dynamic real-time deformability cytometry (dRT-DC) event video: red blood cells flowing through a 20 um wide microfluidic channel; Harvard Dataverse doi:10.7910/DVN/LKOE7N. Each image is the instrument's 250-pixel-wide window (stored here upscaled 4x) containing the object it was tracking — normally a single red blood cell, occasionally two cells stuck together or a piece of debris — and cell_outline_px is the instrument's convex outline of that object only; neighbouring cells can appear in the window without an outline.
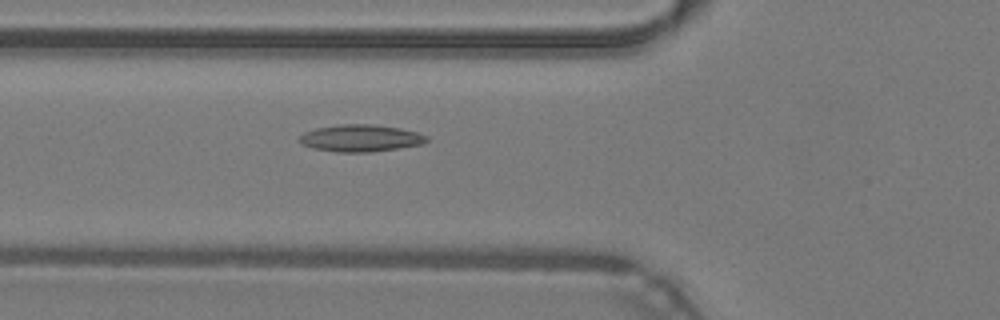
{"species": "common noctule bat (a hibernating species)", "species_latin": "Nyctalus noctula", "temperature_condition": "warm", "stored_images_in_passage": 48, "camera_frame_rate_fps": 3000, "um_per_image_px": 0.085, "animal": {"sex": "male", "body_mass_g": 19.2, "forearm_length_mm": 51.8}, "frame": {"image": 1, "passage_image": 18, "time_ms": 5.667, "image_size_px": [1000, 320], "cell_outline_px": [[428, 140], [424, 144], [372, 152], [336, 152], [312, 148], [300, 144], [300, 136], [304, 132], [316, 128], [340, 124], [372, 124], [400, 128], [416, 132], [428, 136]], "centroid_in_image_um": [30.65, 11.74], "position_along_channel_um": 95.1, "area_um2": 20.11}}
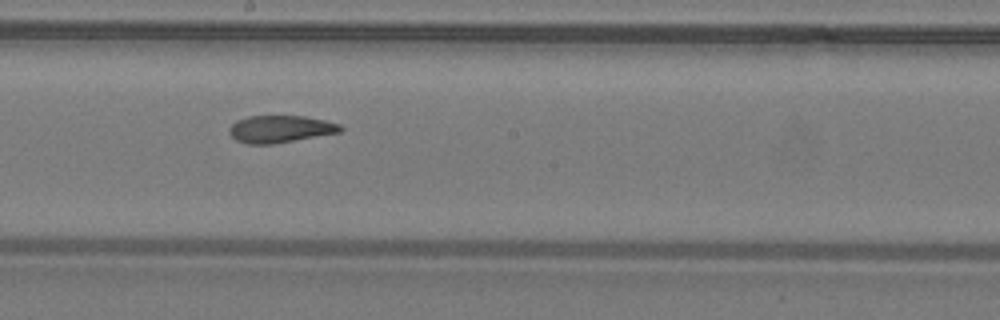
{"frame": {"image": 2, "passage_image": 27, "time_ms": 8.667, "image_size_px": [1000, 320], "cell_outline_px": [[344, 128], [340, 132], [272, 144], [248, 144], [236, 140], [228, 132], [228, 128], [236, 120], [248, 116], [304, 116], [324, 120], [340, 124]], "centroid_in_image_um": [23.8, 10.96], "position_along_channel_um": 224.4, "area_um2": 17.57}}
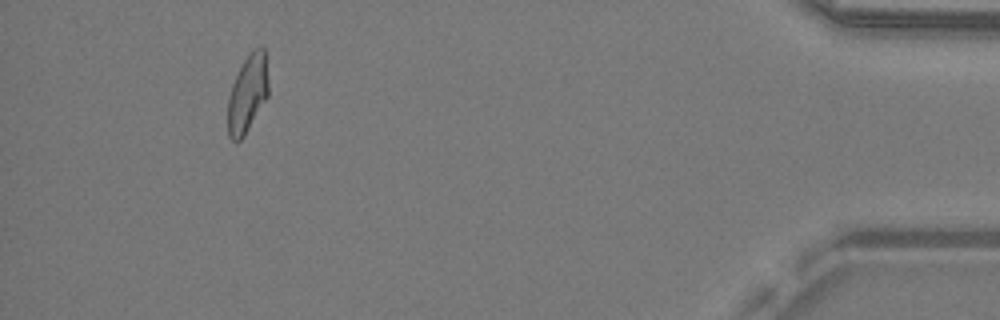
{"frame": {"image": 3, "passage_image": 45, "time_ms": 14.667, "image_size_px": [1000, 320], "cell_outline_px": [[268, 96], [244, 136], [240, 140], [232, 140], [228, 136], [228, 100], [232, 84], [244, 60], [256, 48], [264, 48], [268, 80]], "centroid_in_image_um": [21.04, 8.0], "position_along_channel_um": 414.2, "area_um2": 17.98}, "authors_computed_cell_mechanics": {"area_um2": 18.785, "velocity_mm_per_s": 4.2872, "shape_relaxation_time_tau1_ms": null, "shape_relaxation_time_tau2_ms": 2.9902, "deformation_change_tau1": null, "deformation_change_tau2": 0.1009}}